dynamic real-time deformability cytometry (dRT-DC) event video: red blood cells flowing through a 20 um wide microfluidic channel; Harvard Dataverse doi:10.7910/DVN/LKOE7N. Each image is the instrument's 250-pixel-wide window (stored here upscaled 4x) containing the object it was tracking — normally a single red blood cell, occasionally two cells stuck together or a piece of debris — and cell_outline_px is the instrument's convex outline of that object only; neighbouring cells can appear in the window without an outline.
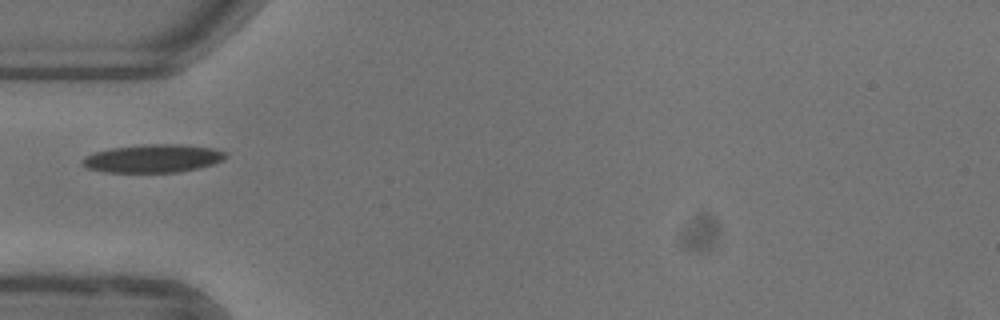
{"species": "common noctule bat (a hibernating species)", "species_latin": "Nyctalus noctula", "temperature_condition": "warm", "stored_images_in_passage": 34, "camera_frame_rate_fps": 3000, "um_per_image_px": 0.085, "animal": {"sex": "female"}, "frame": {"image": 1, "passage_image": 1, "time_ms": 0.0, "image_size_px": [1000, 320], "cell_outline_px": [[228, 156], [224, 160], [212, 164], [180, 172], [104, 172], [84, 168], [80, 160], [84, 156], [92, 152], [112, 148], [144, 144], [184, 144], [212, 148], [228, 152]], "centroid_in_image_um": [12.98, 13.46], "position_along_channel_um": 72.0, "area_um2": 23.81}}
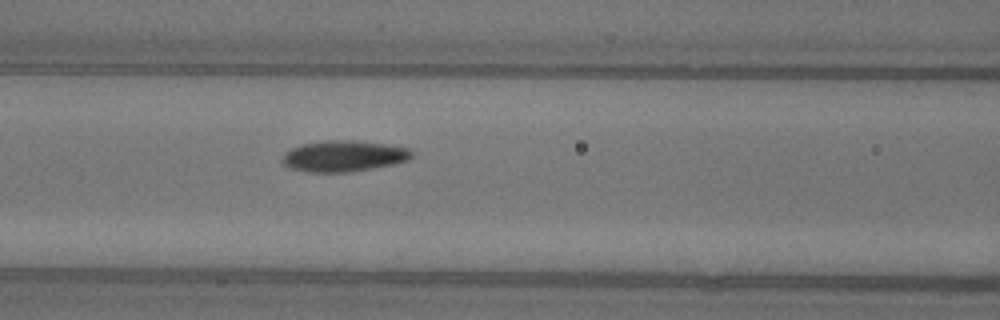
{"frame": {"image": 2, "passage_image": 6, "time_ms": 1.667, "image_size_px": [1000, 320], "cell_outline_px": [[416, 152], [408, 160], [392, 164], [352, 172], [308, 172], [292, 168], [284, 164], [284, 152], [292, 148], [304, 144], [324, 140], [352, 140], [384, 144], [412, 148]], "centroid_in_image_um": [29.28, 13.26], "position_along_channel_um": 137.3, "area_um2": 23.35}, "authors_computed_cell_mechanics": {"area_um2": 22.4842, "velocity_mm_per_s": 3.8894, "shape_relaxation_time_tau1_ms": 3.0852, "shape_relaxation_time_tau2_ms": 2.4906, "deformation_change_tau1": 0.1149, "deformation_change_tau2": 0.0733}}